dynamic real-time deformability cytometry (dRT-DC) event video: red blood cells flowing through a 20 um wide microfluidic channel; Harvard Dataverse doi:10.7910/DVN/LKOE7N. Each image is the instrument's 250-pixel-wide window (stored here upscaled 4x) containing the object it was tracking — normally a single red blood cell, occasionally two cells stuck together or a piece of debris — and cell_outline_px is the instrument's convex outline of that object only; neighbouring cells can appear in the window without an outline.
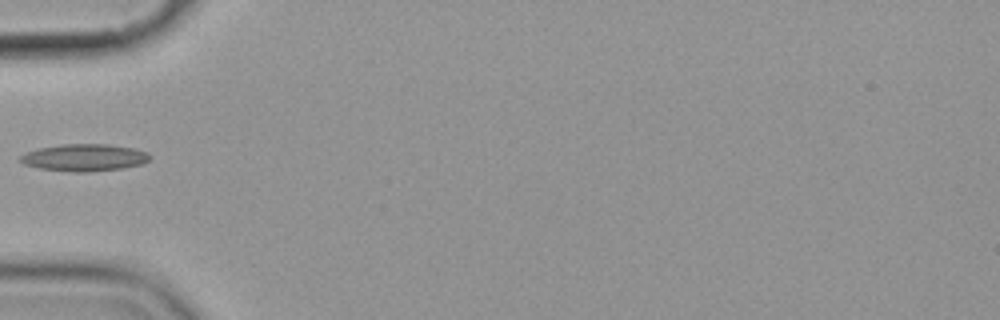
{"species": "common noctule bat (a hibernating species)", "species_latin": "Nyctalus noctula", "temperature_condition": "cold", "stored_images_in_passage": 6, "camera_frame_rate_fps": 3000, "um_per_image_px": 0.085, "animal": {"sex": "female", "body_mass_g": 19.9}, "frame": {"image": 1, "passage_image": 5, "time_ms": 5.667, "image_size_px": [1000, 320], "cell_outline_px": [[148, 160], [144, 164], [120, 168], [88, 172], [72, 172], [40, 168], [24, 164], [20, 160], [20, 156], [24, 152], [40, 148], [64, 144], [108, 144], [132, 148], [148, 152]], "centroid_in_image_um": [7.15, 13.39], "position_along_channel_um": 77.8, "area_um2": 20.29}}
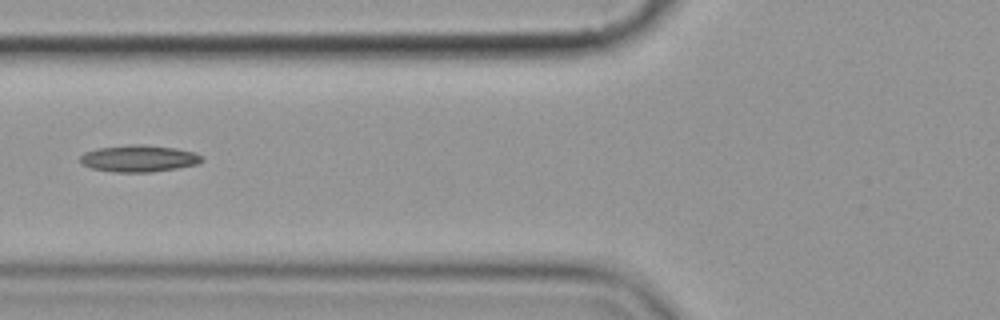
{"frame": {"image": 2, "passage_image": 6, "time_ms": 6.667, "image_size_px": [1000, 320], "cell_outline_px": [[204, 160], [200, 164], [152, 172], [116, 172], [92, 168], [80, 164], [80, 156], [84, 152], [100, 148], [132, 144], [140, 144], [176, 148], [196, 152], [204, 156]], "centroid_in_image_um": [11.85, 13.47], "position_along_channel_um": 113.9, "area_um2": 19.13}}